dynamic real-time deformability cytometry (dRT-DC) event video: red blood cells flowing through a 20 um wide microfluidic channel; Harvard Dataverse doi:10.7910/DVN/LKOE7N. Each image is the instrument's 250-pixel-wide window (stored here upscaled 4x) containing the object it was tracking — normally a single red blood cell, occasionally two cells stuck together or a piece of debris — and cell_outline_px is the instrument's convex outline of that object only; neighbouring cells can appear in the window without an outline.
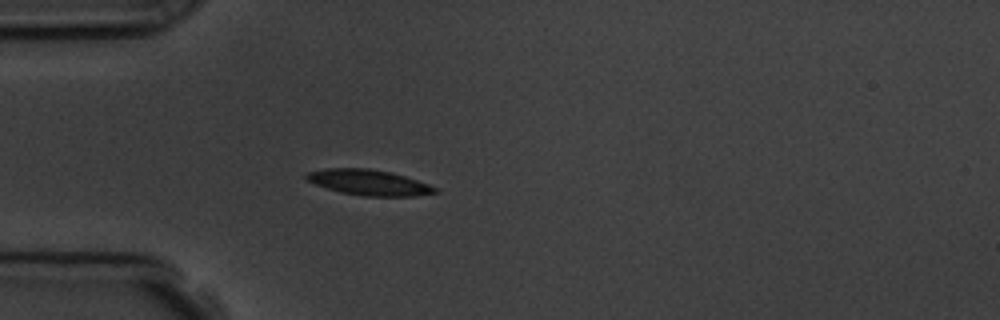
{"species": "common noctule bat (a hibernating species)", "species_latin": "Nyctalus noctula", "temperature_condition": "room temperature", "stored_images_in_passage": 1, "camera_frame_rate_fps": 3000, "um_per_image_px": 0.085, "animal": {"sex": "male", "body_mass_g": 19.5, "forearm_length_mm": 54.6}, "frame": {"image": 1, "passage_image": 1, "time_ms": 0.0, "image_size_px": [1000, 320], "cell_outline_px": [[440, 192], [416, 196], [360, 196], [340, 192], [316, 184], [308, 180], [304, 176], [304, 172], [324, 168], [368, 168], [392, 172], [428, 184], [436, 188]], "centroid_in_image_um": [31.33, 15.5], "position_along_channel_um": 53.7, "area_um2": 19.25}}